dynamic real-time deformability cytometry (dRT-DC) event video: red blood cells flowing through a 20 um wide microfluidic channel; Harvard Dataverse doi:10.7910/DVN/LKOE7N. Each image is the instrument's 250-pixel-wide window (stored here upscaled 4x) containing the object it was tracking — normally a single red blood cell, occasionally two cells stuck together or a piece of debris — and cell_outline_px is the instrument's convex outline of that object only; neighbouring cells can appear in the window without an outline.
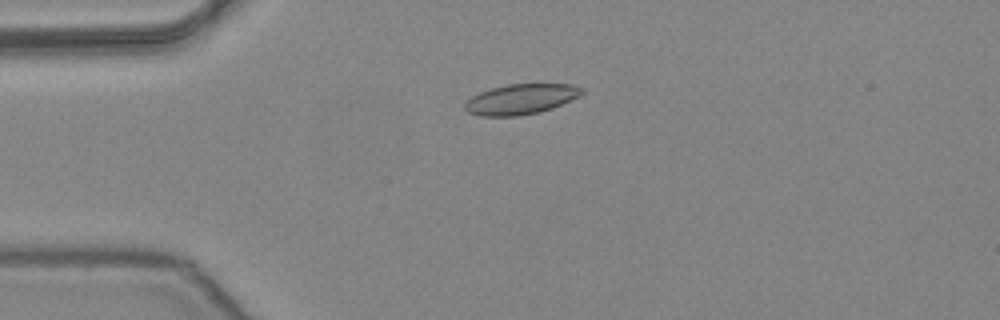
{"species": "common noctule bat (a hibernating species)", "species_latin": "Nyctalus noctula", "temperature_condition": "warm", "stored_images_in_passage": 41, "camera_frame_rate_fps": 3000, "um_per_image_px": 0.085, "animal": {"sex": "female", "body_mass_g": 24.6, "forearm_length_mm": 56.2}, "frame": {"image": 1, "passage_image": 1, "time_ms": 0.0, "image_size_px": [1000, 320], "cell_outline_px": [[584, 92], [580, 96], [552, 108], [540, 112], [516, 116], [480, 116], [468, 112], [464, 108], [464, 104], [472, 96], [480, 92], [492, 88], [508, 84], [572, 84], [584, 88]], "centroid_in_image_um": [44.29, 8.43], "position_along_channel_um": 40.7, "area_um2": 20.63}}
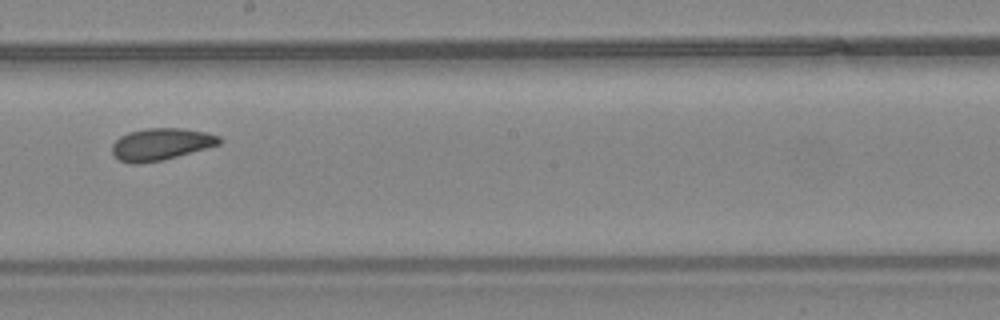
{"frame": {"image": 2, "passage_image": 18, "time_ms": 5.667, "image_size_px": [1000, 320], "cell_outline_px": [[224, 140], [220, 144], [164, 160], [136, 164], [132, 164], [120, 160], [112, 152], [112, 144], [120, 136], [128, 132], [144, 128], [184, 128], [204, 132], [220, 136]], "centroid_in_image_um": [13.69, 12.25], "position_along_channel_um": 234.5, "area_um2": 20.06}}
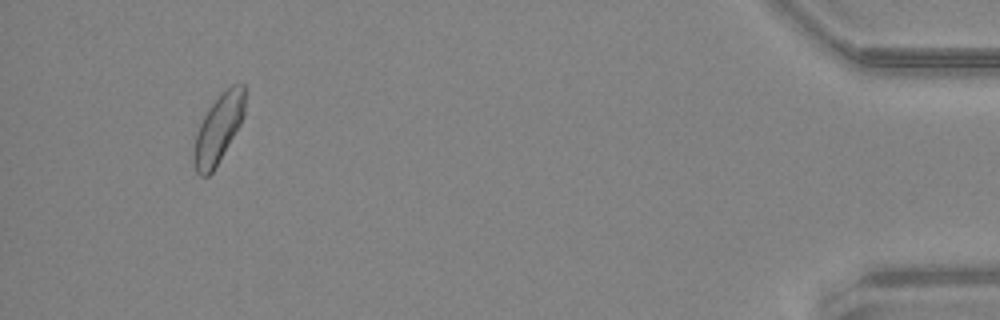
{"frame": {"image": 3, "passage_image": 38, "time_ms": 12.333, "image_size_px": [1000, 320], "cell_outline_px": [[244, 116], [240, 124], [212, 172], [208, 176], [200, 176], [196, 172], [192, 160], [192, 148], [200, 124], [208, 108], [232, 84], [244, 84]], "centroid_in_image_um": [18.53, 10.99], "position_along_channel_um": 416.7, "area_um2": 19.94}, "authors_computed_cell_mechanics": {"area_um2": 19.941, "velocity_mm_per_s": 3.8504, "shape_relaxation_time_tau1_ms": null, "shape_relaxation_time_tau2_ms": 3.1474, "deformation_change_tau1": null, "deformation_change_tau2": 0.066}}